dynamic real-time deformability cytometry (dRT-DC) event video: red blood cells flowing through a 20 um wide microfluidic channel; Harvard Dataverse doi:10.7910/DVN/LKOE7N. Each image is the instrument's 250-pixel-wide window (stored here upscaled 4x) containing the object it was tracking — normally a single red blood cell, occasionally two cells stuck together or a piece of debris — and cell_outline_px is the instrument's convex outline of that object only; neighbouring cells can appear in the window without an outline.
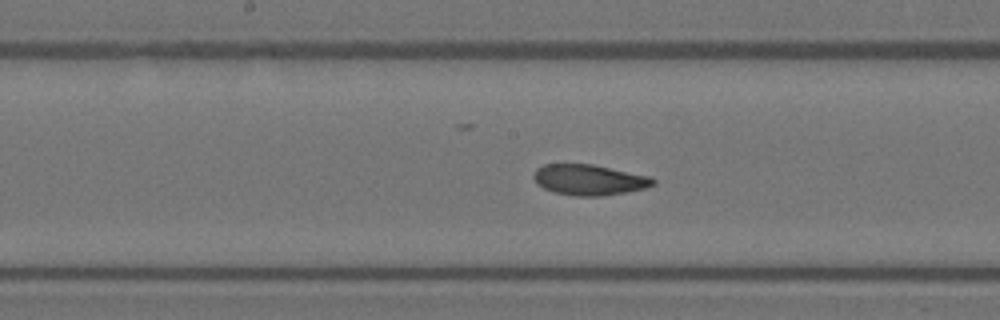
{"species": "Egyptian fruit bat (a non-hibernating species)", "species_latin": "Rousettus aegyptiacus", "temperature_condition": "warm", "stored_images_in_passage": 35, "camera_frame_rate_fps": 3000, "um_per_image_px": 0.085, "animal": {"sex": "female"}, "frame": {"image": 1, "passage_image": 12, "time_ms": 3.667, "image_size_px": [1000, 320], "cell_outline_px": [[656, 184], [644, 188], [628, 192], [600, 196], [576, 196], [556, 192], [544, 188], [536, 184], [532, 176], [532, 172], [536, 168], [544, 164], [592, 164], [652, 176], [656, 180]], "centroid_in_image_um": [50.08, 15.27], "position_along_channel_um": 198.1, "area_um2": 21.56}}
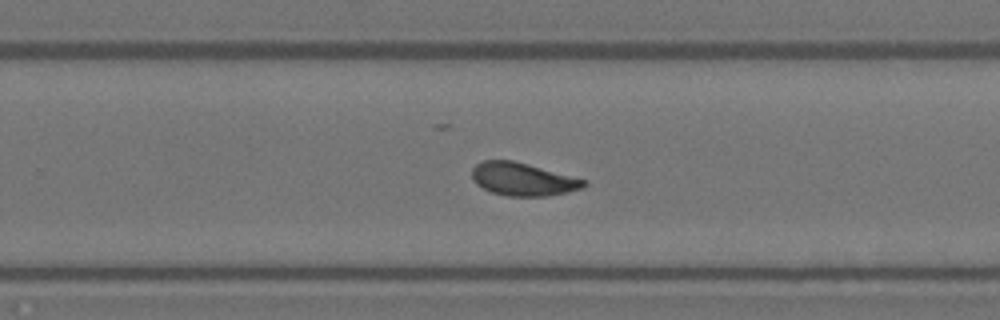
{"frame": {"image": 2, "passage_image": 18, "time_ms": 5.667, "image_size_px": [1000, 320], "cell_outline_px": [[588, 184], [584, 188], [548, 196], [508, 196], [492, 192], [476, 184], [472, 180], [472, 168], [476, 164], [484, 160], [512, 160], [528, 164], [588, 180]], "centroid_in_image_um": [44.46, 15.23], "position_along_channel_um": 285.3, "area_um2": 21.56}}
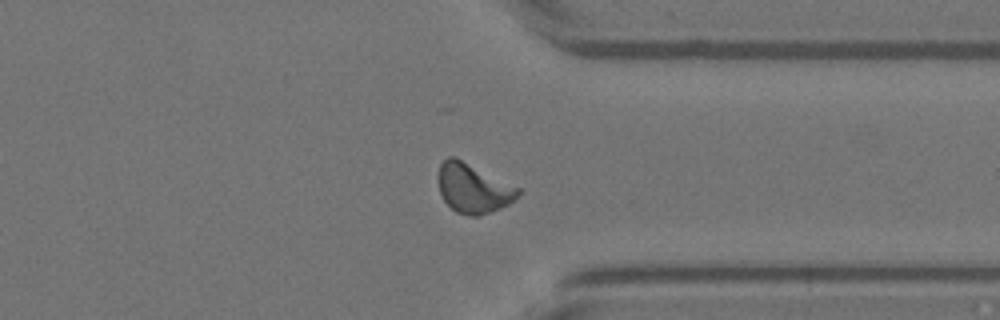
{"frame": {"image": 3, "passage_image": 24, "time_ms": 7.667, "image_size_px": [1000, 320], "cell_outline_px": [[520, 192], [508, 204], [500, 208], [480, 216], [472, 216], [456, 212], [444, 200], [440, 192], [440, 164], [448, 156], [456, 156], [520, 188]], "centroid_in_image_um": [40.23, 15.99], "position_along_channel_um": 371.2, "area_um2": 22.66}}